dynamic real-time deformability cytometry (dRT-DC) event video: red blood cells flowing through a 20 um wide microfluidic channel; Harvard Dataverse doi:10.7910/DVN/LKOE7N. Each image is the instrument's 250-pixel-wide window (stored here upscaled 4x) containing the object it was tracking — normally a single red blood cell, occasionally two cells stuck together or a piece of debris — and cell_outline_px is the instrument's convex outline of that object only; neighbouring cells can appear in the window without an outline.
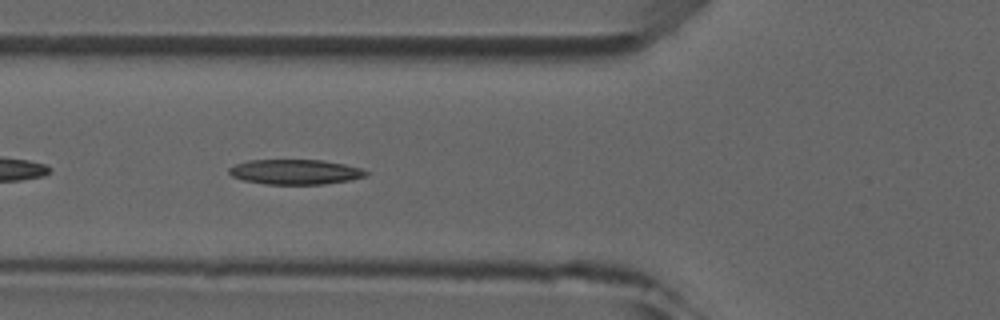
{"species": "common noctule bat (a hibernating species)", "species_latin": "Nyctalus noctula", "temperature_condition": "room temperature", "stored_images_in_passage": 8, "camera_frame_rate_fps": 3000, "um_per_image_px": 0.085, "animal": {"sex": "male", "forearm_length_mm": 52.5}, "frame": {"image": 1, "passage_image": 5, "time_ms": 4.667, "image_size_px": [1000, 320], "cell_outline_px": [[368, 176], [348, 180], [324, 184], [264, 184], [244, 180], [232, 176], [228, 172], [228, 168], [236, 164], [248, 160], [324, 160], [344, 164], [360, 168], [368, 172]], "centroid_in_image_um": [25.09, 14.61], "position_along_channel_um": 100.7, "area_um2": 19.88}}
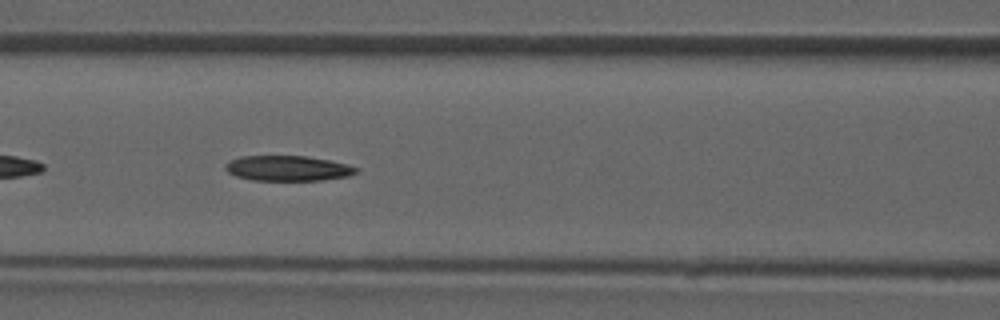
{"frame": {"image": 2, "passage_image": 6, "time_ms": 5.667, "image_size_px": [1000, 320], "cell_outline_px": [[360, 168], [356, 172], [348, 176], [320, 180], [252, 180], [236, 176], [228, 172], [224, 168], [224, 164], [240, 156], [304, 156], [328, 160], [348, 164]], "centroid_in_image_um": [24.45, 14.3], "position_along_channel_um": 142.1, "area_um2": 19.13}}